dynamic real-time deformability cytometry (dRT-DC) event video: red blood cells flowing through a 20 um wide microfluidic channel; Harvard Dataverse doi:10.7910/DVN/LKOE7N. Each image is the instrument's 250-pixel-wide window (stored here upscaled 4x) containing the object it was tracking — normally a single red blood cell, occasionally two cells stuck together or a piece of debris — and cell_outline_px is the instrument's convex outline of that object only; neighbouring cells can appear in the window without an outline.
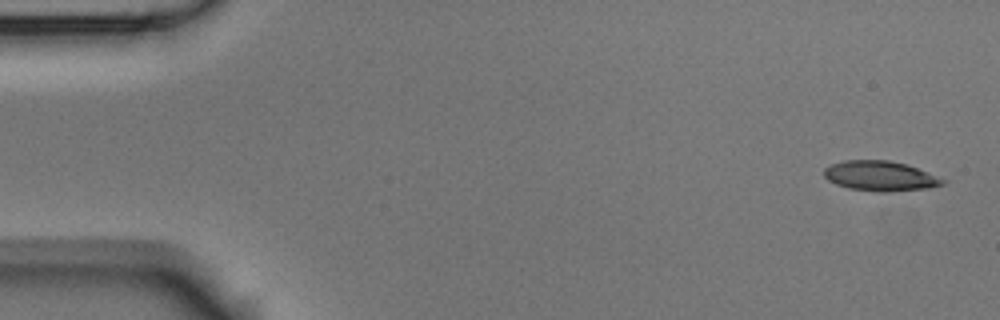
{"species": "Egyptian fruit bat (a non-hibernating species)", "species_latin": "Rousettus aegyptiacus", "temperature_condition": "room temperature", "stored_images_in_passage": 5, "camera_frame_rate_fps": 3000, "um_per_image_px": 0.085, "animal": {"sex": "male"}, "frame": {"image": 1, "passage_image": 1, "time_ms": 0.0, "image_size_px": [1000, 320], "cell_outline_px": [[948, 180], [944, 184], [928, 188], [888, 192], [876, 192], [848, 188], [836, 184], [828, 180], [824, 176], [824, 168], [832, 164], [844, 160], [888, 160], [908, 164]], "centroid_in_image_um": [74.84, 14.96], "position_along_channel_um": 10.2, "area_um2": 20.92}}
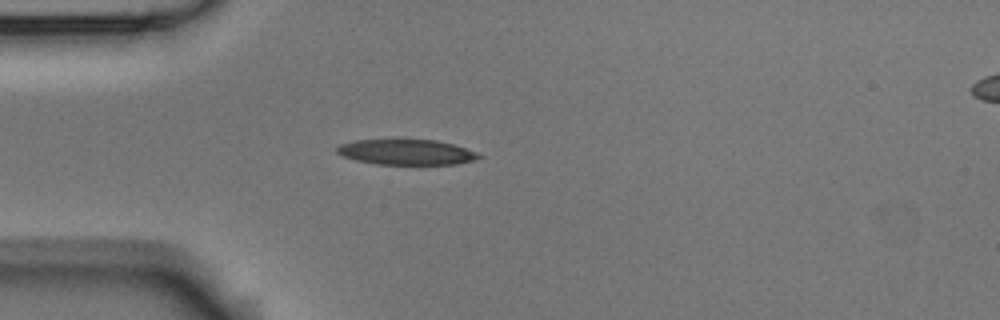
{"frame": {"image": 2, "passage_image": 4, "time_ms": 4.333, "image_size_px": [1000, 320], "cell_outline_px": [[484, 156], [476, 160], [456, 164], [376, 164], [356, 160], [344, 156], [336, 152], [336, 148], [340, 144], [352, 140], [436, 140], [452, 144], [476, 152]], "centroid_in_image_um": [34.55, 12.93], "position_along_channel_um": 50.5, "area_um2": 20.87}}